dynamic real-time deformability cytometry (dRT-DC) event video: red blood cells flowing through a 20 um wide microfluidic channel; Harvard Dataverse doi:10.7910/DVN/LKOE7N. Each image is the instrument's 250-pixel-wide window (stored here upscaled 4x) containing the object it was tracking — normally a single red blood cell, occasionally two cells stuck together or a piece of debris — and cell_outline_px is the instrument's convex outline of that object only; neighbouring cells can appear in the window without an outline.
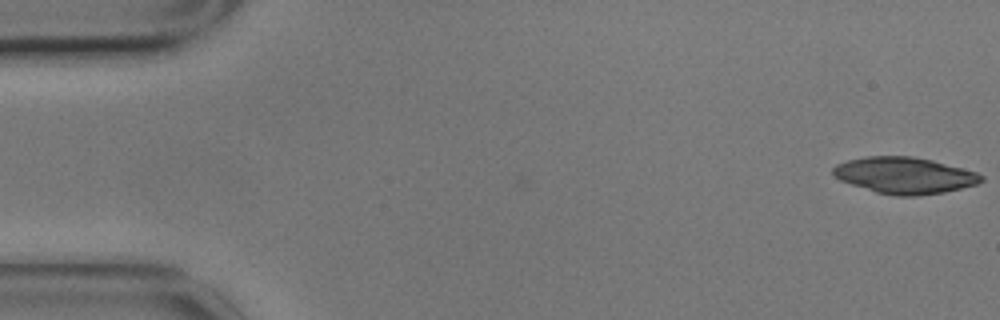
{"species": "common noctule bat (a hibernating species)", "species_latin": "Nyctalus noctula", "temperature_condition": "cold", "stored_images_in_passage": 51, "camera_frame_rate_fps": 3000, "um_per_image_px": 0.085, "animal": {"sex": "male", "body_mass_g": 17.9}, "frame": {"image": 1, "passage_image": 1, "time_ms": 0.0, "image_size_px": [1000, 320], "cell_outline_px": [[984, 180], [976, 184], [944, 192], [920, 196], [896, 196], [876, 192], [840, 180], [832, 176], [832, 168], [836, 164], [848, 160], [868, 156], [912, 156], [932, 160], [976, 172], [984, 176]], "centroid_in_image_um": [76.87, 14.91], "position_along_channel_um": 8.1, "area_um2": 31.39}}